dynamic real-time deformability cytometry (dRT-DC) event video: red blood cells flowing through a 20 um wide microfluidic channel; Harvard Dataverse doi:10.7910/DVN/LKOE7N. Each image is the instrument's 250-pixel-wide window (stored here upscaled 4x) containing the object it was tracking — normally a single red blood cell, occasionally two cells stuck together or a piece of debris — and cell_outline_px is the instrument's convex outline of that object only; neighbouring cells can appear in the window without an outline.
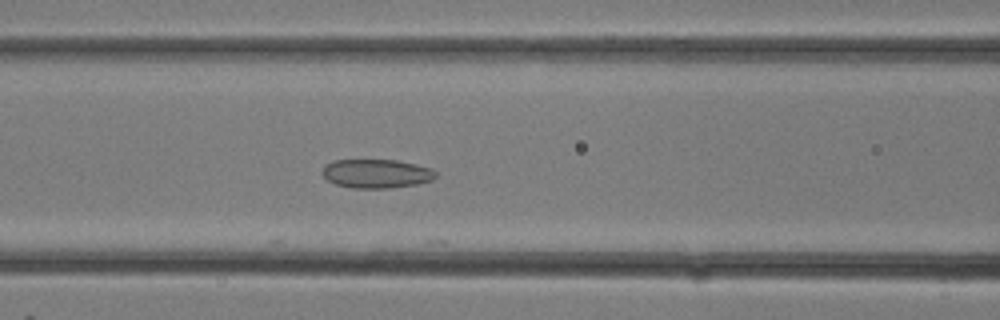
{"species": "common noctule bat (a hibernating species)", "species_latin": "Nyctalus noctula", "temperature_condition": "room temperature", "stored_images_in_passage": 21, "camera_frame_rate_fps": 3000, "um_per_image_px": 0.085, "animal": {"sex": "female"}, "frame": {"image": 1, "passage_image": 4, "time_ms": 1.0, "image_size_px": [1000, 320], "cell_outline_px": [[436, 176], [432, 180], [416, 184], [388, 188], [352, 188], [336, 184], [328, 180], [320, 172], [324, 164], [332, 160], [396, 160], [416, 164], [432, 168], [436, 172]], "centroid_in_image_um": [31.97, 14.75], "position_along_channel_um": 134.6, "area_um2": 19.19}}
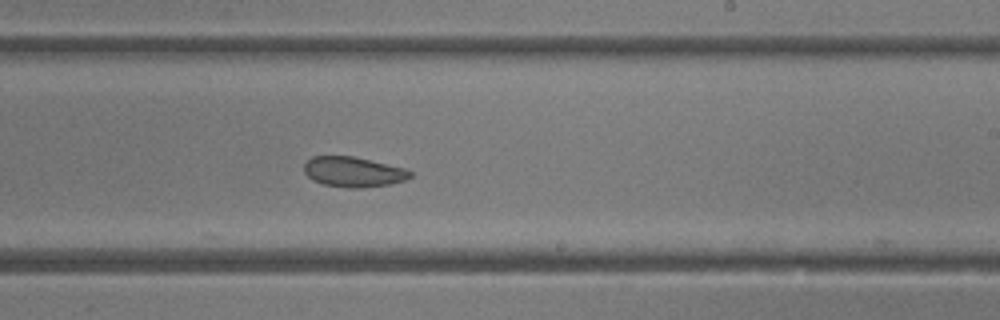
{"frame": {"image": 2, "passage_image": 9, "time_ms": 2.667, "image_size_px": [1000, 320], "cell_outline_px": [[412, 176], [404, 180], [392, 184], [360, 188], [352, 188], [324, 184], [312, 180], [304, 172], [304, 164], [312, 156], [352, 156], [404, 168], [412, 172]], "centroid_in_image_um": [30.02, 14.61], "position_along_channel_um": 259.0, "area_um2": 18.5}}
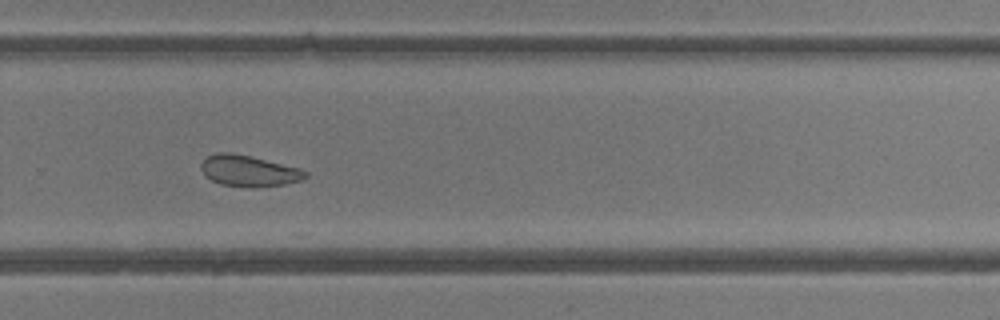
{"frame": {"image": 3, "passage_image": 11, "time_ms": 3.333, "image_size_px": [1000, 320], "cell_outline_px": [[308, 176], [300, 180], [284, 184], [252, 188], [248, 188], [220, 184], [204, 176], [200, 168], [200, 164], [208, 156], [216, 152], [232, 152], [300, 168], [308, 172]], "centroid_in_image_um": [21.12, 14.53], "position_along_channel_um": 308.7, "area_um2": 19.02}}